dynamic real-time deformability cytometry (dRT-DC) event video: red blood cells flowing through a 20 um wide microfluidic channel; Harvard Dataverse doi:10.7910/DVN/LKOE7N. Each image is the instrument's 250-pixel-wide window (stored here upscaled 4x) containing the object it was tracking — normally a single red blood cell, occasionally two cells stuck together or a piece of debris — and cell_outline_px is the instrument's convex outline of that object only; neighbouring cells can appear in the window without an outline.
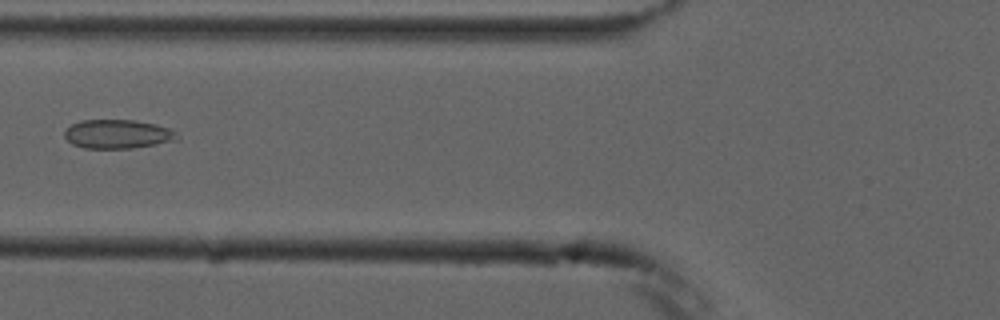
{"species": "common noctule bat (a hibernating species)", "species_latin": "Nyctalus noctula", "temperature_condition": "cold", "stored_images_in_passage": 3, "camera_frame_rate_fps": 3000, "um_per_image_px": 0.085, "animal": {"sex": "male", "forearm_length_mm": 52.5}, "frame": {"image": 1, "passage_image": 3, "time_ms": 2.333, "image_size_px": [1000, 320], "cell_outline_px": [[180, 140], [132, 148], [84, 148], [72, 144], [64, 136], [64, 132], [72, 124], [80, 120], [136, 120], [156, 124], [168, 128], [180, 136]], "centroid_in_image_um": [10.02, 11.39], "position_along_channel_um": 115.8, "area_um2": 19.02}}